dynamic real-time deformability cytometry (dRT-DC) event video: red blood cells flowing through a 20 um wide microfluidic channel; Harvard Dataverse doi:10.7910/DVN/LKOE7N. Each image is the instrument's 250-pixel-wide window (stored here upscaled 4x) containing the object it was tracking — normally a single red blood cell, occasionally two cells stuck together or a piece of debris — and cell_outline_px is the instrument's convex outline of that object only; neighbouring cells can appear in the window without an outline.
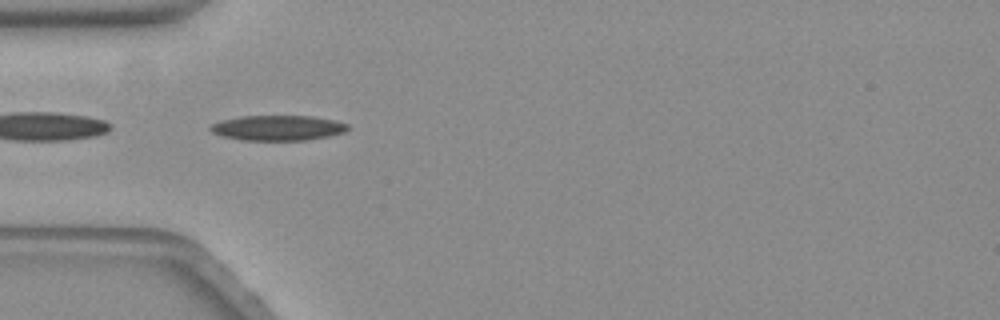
{"species": "common noctule bat (a hibernating species)", "species_latin": "Nyctalus noctula", "temperature_condition": "warm", "stored_images_in_passage": 42, "camera_frame_rate_fps": 3000, "um_per_image_px": 0.085, "animal": {"sex": "female", "body_mass_g": 19.3, "forearm_length_mm": 54.1}, "frame": {"image": 1, "passage_image": 1, "time_ms": 0.0, "image_size_px": [1000, 320], "cell_outline_px": [[348, 128], [344, 132], [328, 136], [304, 140], [240, 140], [220, 136], [212, 132], [208, 128], [212, 124], [224, 120], [240, 116], [312, 116], [332, 120], [348, 124]], "centroid_in_image_um": [23.57, 10.87], "position_along_channel_um": 61.4, "area_um2": 20.0}}
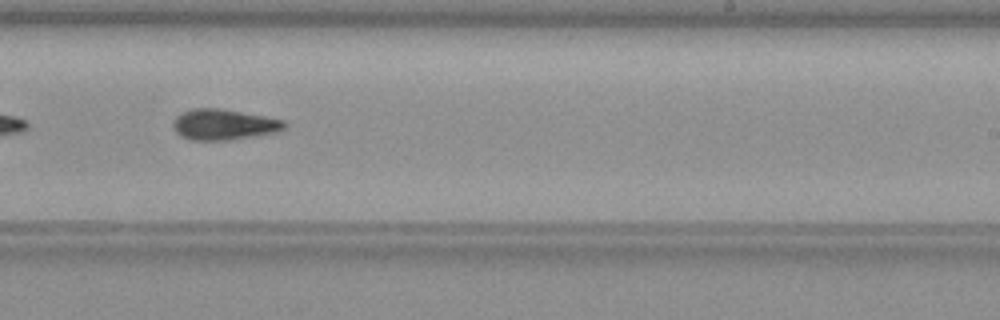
{"frame": {"image": 2, "passage_image": 19, "time_ms": 6.0, "image_size_px": [1000, 320], "cell_outline_px": [[288, 124], [284, 128], [276, 132], [228, 140], [188, 140], [180, 136], [172, 128], [172, 124], [176, 116], [180, 112], [192, 108], [220, 108], [284, 120]], "centroid_in_image_um": [18.96, 10.58], "position_along_channel_um": 270.0, "area_um2": 20.0}}
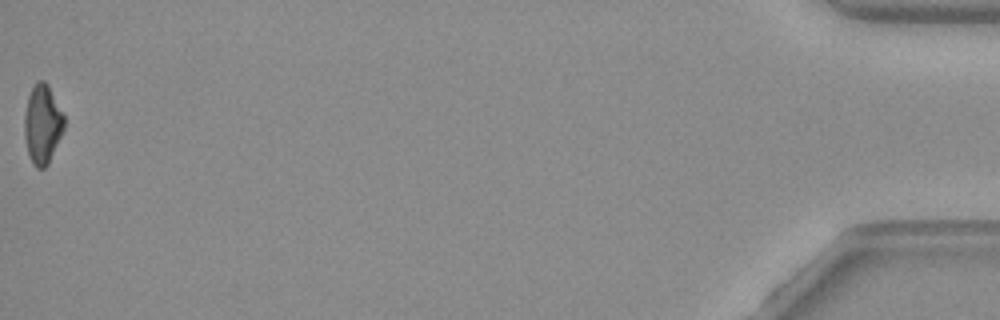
{"frame": {"image": 3, "passage_image": 42, "time_ms": 13.667, "image_size_px": [1000, 320], "cell_outline_px": [[64, 128], [48, 164], [44, 168], [36, 168], [32, 164], [28, 152], [24, 136], [24, 116], [28, 96], [36, 80], [44, 80], [48, 84], [64, 116]], "centroid_in_image_um": [3.59, 10.55], "position_along_channel_um": 431.6, "area_um2": 18.21}, "authors_computed_cell_mechanics": {"area_um2": 19.4786, "velocity_mm_per_s": 3.4999, "shape_relaxation_time_tau1_ms": 6.1659, "shape_relaxation_time_tau2_ms": 11.3308, "deformation_change_tau1": 0.1856, "deformation_change_tau2": 0.2086}}